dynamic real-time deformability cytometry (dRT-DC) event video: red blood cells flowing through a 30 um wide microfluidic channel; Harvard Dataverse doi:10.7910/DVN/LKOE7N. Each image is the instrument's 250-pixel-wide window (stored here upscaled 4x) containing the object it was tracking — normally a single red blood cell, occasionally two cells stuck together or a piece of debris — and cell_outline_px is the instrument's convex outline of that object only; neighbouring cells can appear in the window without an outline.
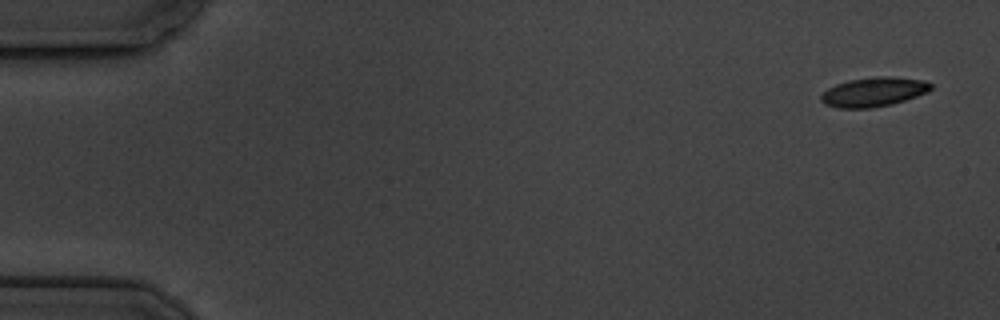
{"species": "common noctule bat (a hibernating species)", "species_latin": "Nyctalus noctula", "temperature_condition": "cold", "stored_images_in_passage": 15, "camera_frame_rate_fps": 3000, "um_per_image_px": 0.085, "animal": {"sex": "male", "body_mass_g": 19.5, "forearm_length_mm": 54.6}, "frame": {"image": 1, "passage_image": 1, "time_ms": 0.0, "image_size_px": [1000, 320], "cell_outline_px": [[932, 88], [928, 92], [892, 104], [872, 108], [840, 108], [824, 104], [820, 100], [820, 96], [828, 88], [836, 84], [848, 80], [876, 76], [892, 76], [924, 80], [932, 84]], "centroid_in_image_um": [74.26, 7.81], "position_along_channel_um": 10.7, "area_um2": 18.84}}
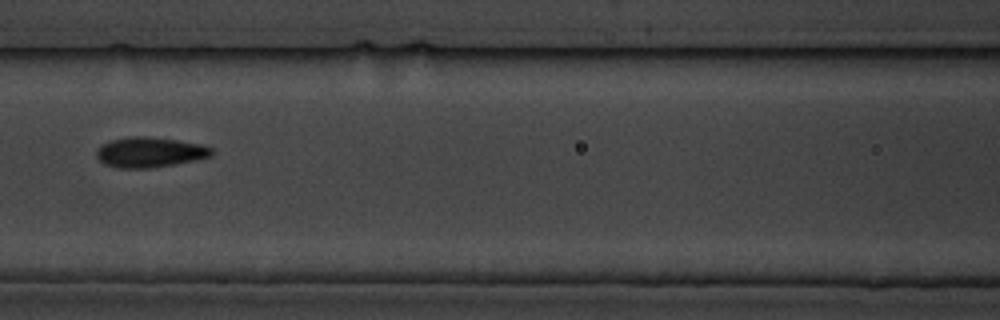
{"frame": {"image": 2, "passage_image": 7, "time_ms": 8.0, "image_size_px": [1000, 320], "cell_outline_px": [[212, 152], [208, 156], [196, 160], [176, 164], [148, 168], [116, 168], [104, 164], [96, 156], [96, 152], [104, 144], [112, 140], [132, 136], [148, 136], [204, 144], [212, 148]], "centroid_in_image_um": [12.74, 12.94], "position_along_channel_um": 153.9, "area_um2": 20.11}}
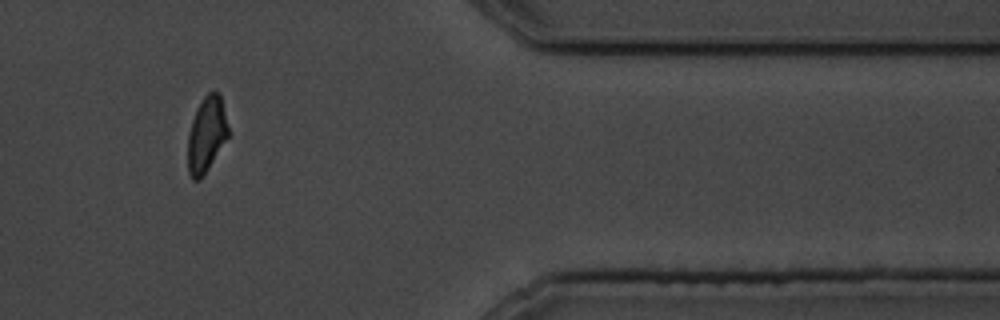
{"frame": {"image": 3, "passage_image": 13, "time_ms": 15.667, "image_size_px": [1000, 320], "cell_outline_px": [[228, 136], [204, 176], [200, 180], [192, 180], [188, 172], [188, 136], [192, 120], [196, 108], [204, 96], [208, 92], [220, 92], [228, 128]], "centroid_in_image_um": [17.54, 11.45], "position_along_channel_um": 393.9, "area_um2": 17.74}, "authors_computed_cell_mechanics": {"area_um2": 18.8428, "velocity_mm_per_s": 3.44, "shape_relaxation_time_tau1_ms": 2.5939, "shape_relaxation_time_tau2_ms": null, "deformation_change_tau1": 0.0837, "deformation_change_tau2": null}}